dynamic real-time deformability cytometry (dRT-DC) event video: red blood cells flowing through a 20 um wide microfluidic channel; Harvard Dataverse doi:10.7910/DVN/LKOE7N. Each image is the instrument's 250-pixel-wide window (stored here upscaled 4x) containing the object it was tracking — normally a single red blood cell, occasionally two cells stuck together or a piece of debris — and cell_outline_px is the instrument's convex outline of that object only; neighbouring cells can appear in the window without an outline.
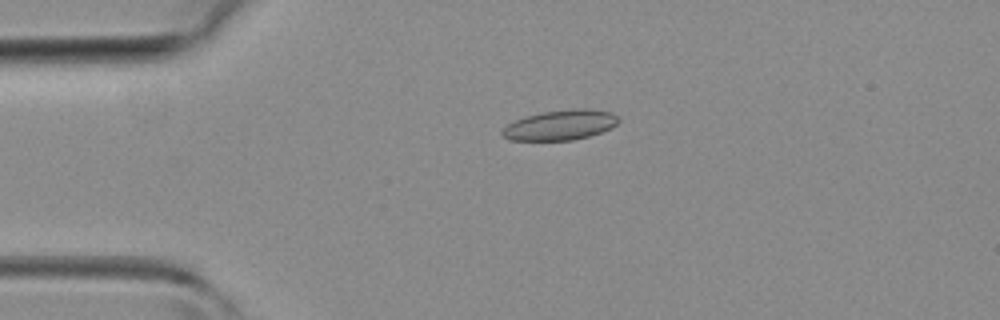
{"species": "common noctule bat (a hibernating species)", "species_latin": "Nyctalus noctula", "temperature_condition": "room temperature", "stored_images_in_passage": 42, "camera_frame_rate_fps": 3000, "um_per_image_px": 0.085, "animal": {"sex": "female", "body_mass_g": 19.3, "forearm_length_mm": 54.1}, "frame": {"image": 1, "passage_image": 10, "time_ms": 3.0, "image_size_px": [1000, 320], "cell_outline_px": [[620, 120], [612, 128], [588, 136], [572, 140], [512, 140], [504, 136], [500, 132], [508, 124], [516, 120], [528, 116], [544, 112], [572, 108], [588, 108], [612, 112]], "centroid_in_image_um": [47.67, 10.62], "position_along_channel_um": 37.3, "area_um2": 20.17}}
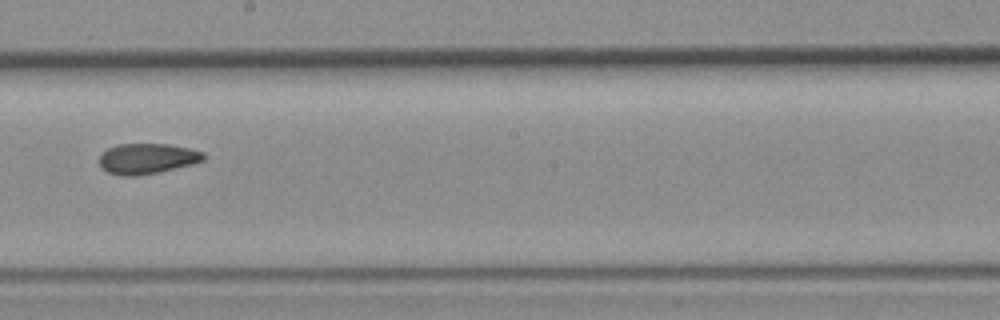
{"frame": {"image": 2, "passage_image": 24, "time_ms": 7.667, "image_size_px": [1000, 320], "cell_outline_px": [[204, 160], [192, 164], [160, 172], [136, 176], [120, 176], [108, 172], [100, 168], [100, 152], [108, 148], [120, 144], [168, 144], [188, 148], [204, 152]], "centroid_in_image_um": [12.47, 13.49], "position_along_channel_um": 235.7, "area_um2": 18.61}}
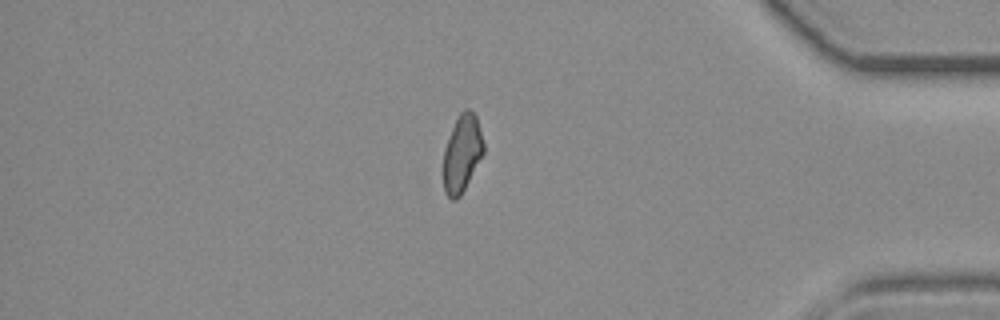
{"frame": {"image": 3, "passage_image": 36, "time_ms": 11.667, "image_size_px": [1000, 320], "cell_outline_px": [[484, 152], [460, 196], [456, 200], [452, 200], [444, 192], [444, 148], [452, 128], [460, 112], [464, 108], [468, 108], [476, 116], [484, 144]], "centroid_in_image_um": [39.27, 13.03], "position_along_channel_um": 395.9, "area_um2": 17.8}}